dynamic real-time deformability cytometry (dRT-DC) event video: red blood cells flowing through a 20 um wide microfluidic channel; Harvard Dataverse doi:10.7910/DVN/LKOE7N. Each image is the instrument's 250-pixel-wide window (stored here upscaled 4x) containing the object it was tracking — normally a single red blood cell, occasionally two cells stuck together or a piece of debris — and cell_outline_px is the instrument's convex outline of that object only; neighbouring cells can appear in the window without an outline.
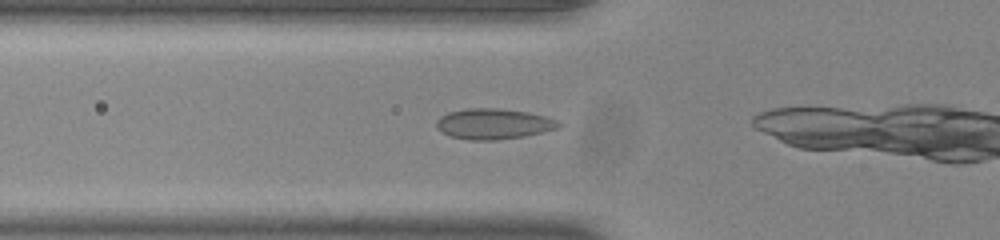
{"species": "common noctule bat (a hibernating species)", "species_latin": "Nyctalus noctula", "temperature_condition": "room temperature", "stored_images_in_passage": 6, "camera_frame_rate_fps": 3000, "um_per_image_px": 0.085, "animal": {"sex": "male", "body_mass_g": 20.0, "forearm_length_mm": 53.3}, "frame": {"image": 1, "passage_image": 2, "time_ms": 0.333, "image_size_px": [1000, 240], "cell_outline_px": [[564, 124], [560, 128], [524, 136], [496, 140], [468, 140], [448, 136], [440, 132], [436, 128], [436, 120], [440, 116], [448, 112], [464, 108], [496, 108], [528, 112], [544, 116], [556, 120]], "centroid_in_image_um": [41.92, 10.53], "position_along_channel_um": 83.9, "area_um2": 22.08}}
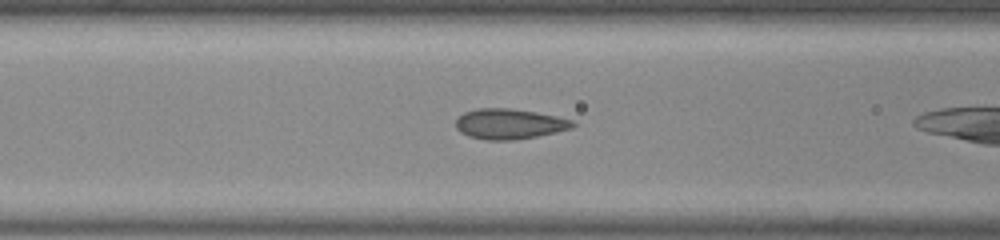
{"frame": {"image": 2, "passage_image": 5, "time_ms": 1.333, "image_size_px": [1000, 240], "cell_outline_px": [[576, 124], [572, 128], [556, 132], [536, 136], [512, 140], [484, 140], [468, 136], [460, 132], [456, 128], [456, 120], [464, 112], [476, 108], [508, 108], [536, 112], [556, 116], [572, 120]], "centroid_in_image_um": [43.27, 10.53], "position_along_channel_um": 123.3, "area_um2": 20.63}}